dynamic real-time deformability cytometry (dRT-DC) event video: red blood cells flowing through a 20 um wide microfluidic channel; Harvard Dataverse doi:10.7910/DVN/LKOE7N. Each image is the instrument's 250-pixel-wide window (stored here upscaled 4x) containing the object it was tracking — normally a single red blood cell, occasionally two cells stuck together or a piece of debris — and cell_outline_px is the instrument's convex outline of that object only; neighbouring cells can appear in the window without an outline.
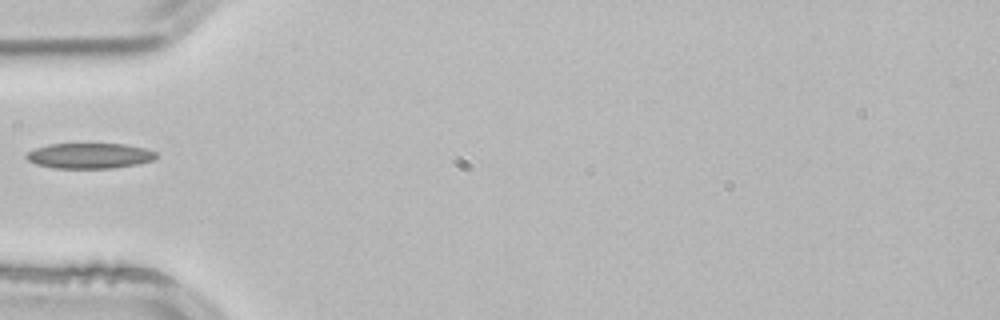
{"species": "common noctule bat (a hibernating species)", "species_latin": "Nyctalus noctula", "temperature_condition": "room temperature", "stored_images_in_passage": 1, "camera_frame_rate_fps": 3000, "um_per_image_px": 0.085, "animal": {"sex": "male", "body_mass_g": 21.5, "forearm_length_mm": 52.0}, "frame": {"image": 1, "passage_image": 1, "time_ms": 0.0, "image_size_px": [1000, 320], "cell_outline_px": [[156, 156], [152, 160], [136, 164], [112, 168], [52, 168], [36, 164], [28, 160], [24, 156], [28, 152], [36, 148], [48, 144], [124, 144], [144, 148], [156, 152]], "centroid_in_image_um": [7.57, 13.24], "position_along_channel_um": 77.4, "area_um2": 19.07}}